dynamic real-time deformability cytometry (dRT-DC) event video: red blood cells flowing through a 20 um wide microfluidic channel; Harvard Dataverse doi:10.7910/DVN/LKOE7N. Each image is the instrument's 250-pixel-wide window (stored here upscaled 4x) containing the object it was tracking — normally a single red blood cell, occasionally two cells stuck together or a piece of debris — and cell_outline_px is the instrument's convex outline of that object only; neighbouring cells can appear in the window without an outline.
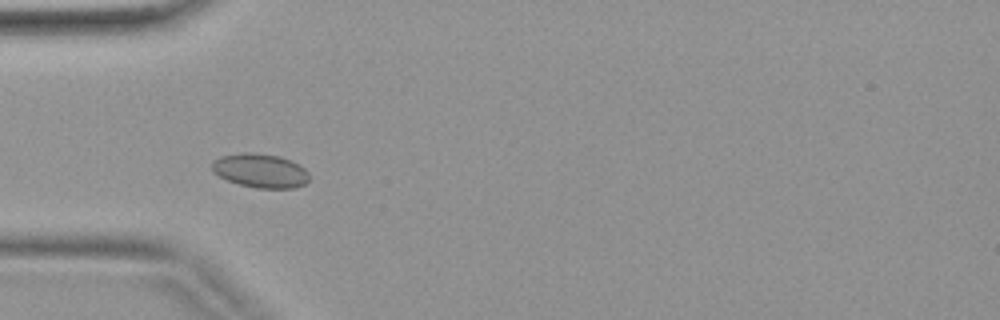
{"species": "common noctule bat (a hibernating species)", "species_latin": "Nyctalus noctula", "temperature_condition": "warm", "stored_images_in_passage": 3, "camera_frame_rate_fps": 3000, "um_per_image_px": 0.085, "animal": {"sex": "female", "body_mass_g": 19.9}, "frame": {"image": 1, "passage_image": 3, "time_ms": 0.667, "image_size_px": [1000, 320], "cell_outline_px": [[308, 180], [304, 184], [292, 188], [256, 188], [240, 184], [228, 180], [212, 172], [212, 160], [220, 156], [244, 152], [252, 152], [280, 156], [292, 160], [300, 164], [308, 172]], "centroid_in_image_um": [22.12, 14.49], "position_along_channel_um": 62.9, "area_um2": 19.36}}